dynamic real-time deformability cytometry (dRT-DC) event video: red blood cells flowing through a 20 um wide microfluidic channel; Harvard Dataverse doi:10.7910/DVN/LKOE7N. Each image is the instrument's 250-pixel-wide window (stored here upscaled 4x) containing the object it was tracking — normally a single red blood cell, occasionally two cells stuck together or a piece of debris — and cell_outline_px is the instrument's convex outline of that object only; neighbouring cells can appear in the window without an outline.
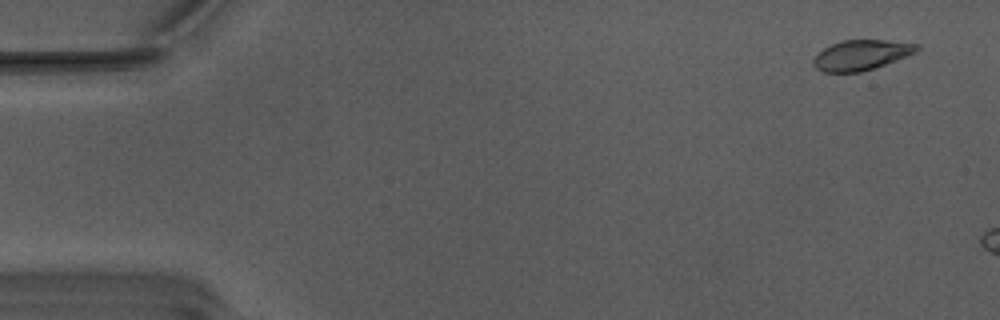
{"species": "Egyptian fruit bat (a non-hibernating species)", "species_latin": "Rousettus aegyptiacus", "temperature_condition": "warm", "stored_images_in_passage": 9, "camera_frame_rate_fps": 3000, "um_per_image_px": 0.085, "animal": {"sex": "male"}, "frame": {"image": 1, "passage_image": 3, "time_ms": 0.667, "image_size_px": [1000, 320], "cell_outline_px": [[920, 48], [916, 52], [876, 68], [860, 72], [824, 72], [816, 68], [812, 64], [812, 60], [824, 48], [832, 44], [844, 40], [884, 40], [920, 44]], "centroid_in_image_um": [73.22, 4.68], "position_along_channel_um": 11.8, "area_um2": 18.09}}